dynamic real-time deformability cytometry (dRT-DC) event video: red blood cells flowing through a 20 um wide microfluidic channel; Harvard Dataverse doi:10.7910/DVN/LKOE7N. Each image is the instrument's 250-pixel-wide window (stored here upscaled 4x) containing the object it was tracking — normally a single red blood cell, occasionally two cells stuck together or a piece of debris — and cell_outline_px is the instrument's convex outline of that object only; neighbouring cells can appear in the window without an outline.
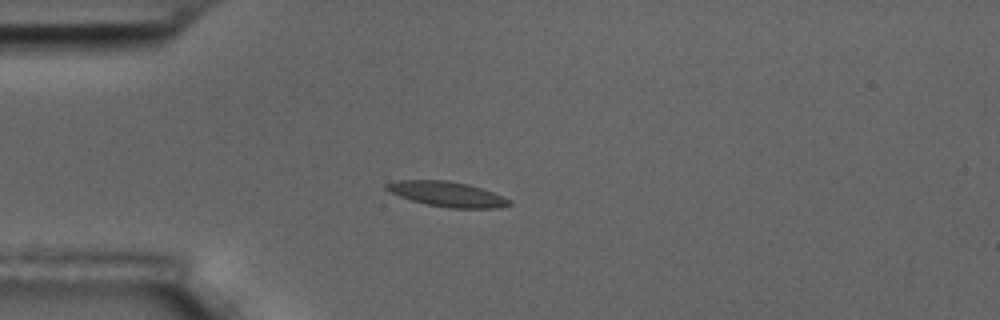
{"species": "common noctule bat (a hibernating species)", "species_latin": "Nyctalus noctula", "temperature_condition": "room temperature", "stored_images_in_passage": 12, "camera_frame_rate_fps": 3000, "um_per_image_px": 0.085, "animal": {"sex": "male", "body_mass_g": 17.5, "forearm_length_mm": 52.3}, "frame": {"image": 1, "passage_image": 1, "time_ms": 0.0, "image_size_px": [1000, 320], "cell_outline_px": [[512, 204], [500, 208], [448, 208], [428, 204], [412, 200], [388, 192], [384, 188], [384, 184], [396, 180], [444, 180], [468, 184], [492, 192], [512, 200]], "centroid_in_image_um": [37.99, 16.5], "position_along_channel_um": 47.0, "area_um2": 17.92}}
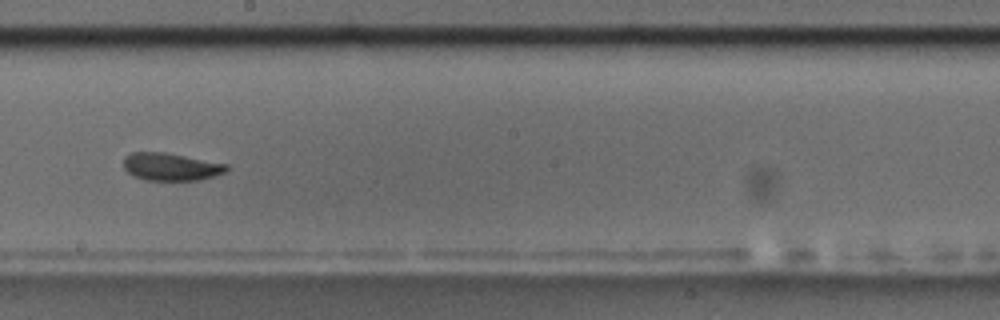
{"frame": {"image": 2, "passage_image": 6, "time_ms": 5.667, "image_size_px": [1000, 320], "cell_outline_px": [[228, 172], [216, 176], [200, 180], [144, 180], [132, 176], [124, 168], [124, 156], [132, 152], [164, 152], [228, 164]], "centroid_in_image_um": [14.54, 14.18], "position_along_channel_um": 233.7, "area_um2": 16.76}}
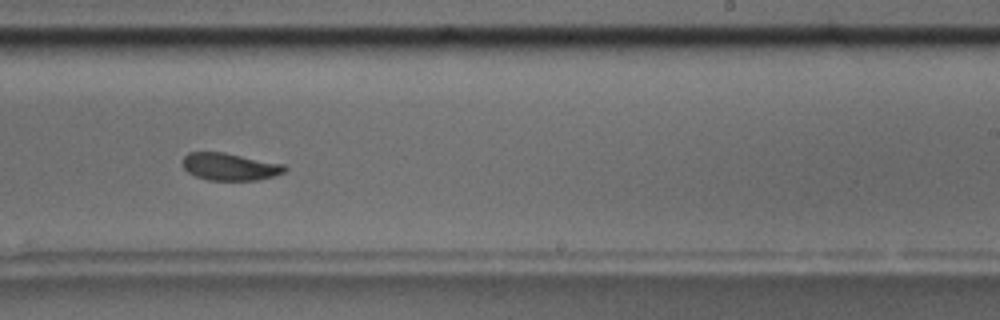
{"frame": {"image": 3, "passage_image": 7, "time_ms": 6.667, "image_size_px": [1000, 320], "cell_outline_px": [[288, 168], [284, 172], [272, 176], [256, 180], [208, 180], [196, 176], [188, 172], [184, 168], [184, 156], [188, 152], [224, 152], [284, 164]], "centroid_in_image_um": [19.54, 14.16], "position_along_channel_um": 269.5, "area_um2": 16.13}, "authors_computed_cell_mechanics": {"area_um2": 17.1088, "velocity_mm_per_s": 3.5854, "shape_relaxation_time_tau1_ms": 2.8866, "shape_relaxation_time_tau2_ms": 2.0586, "deformation_change_tau1": 0.1025, "deformation_change_tau2": 0.0628}}